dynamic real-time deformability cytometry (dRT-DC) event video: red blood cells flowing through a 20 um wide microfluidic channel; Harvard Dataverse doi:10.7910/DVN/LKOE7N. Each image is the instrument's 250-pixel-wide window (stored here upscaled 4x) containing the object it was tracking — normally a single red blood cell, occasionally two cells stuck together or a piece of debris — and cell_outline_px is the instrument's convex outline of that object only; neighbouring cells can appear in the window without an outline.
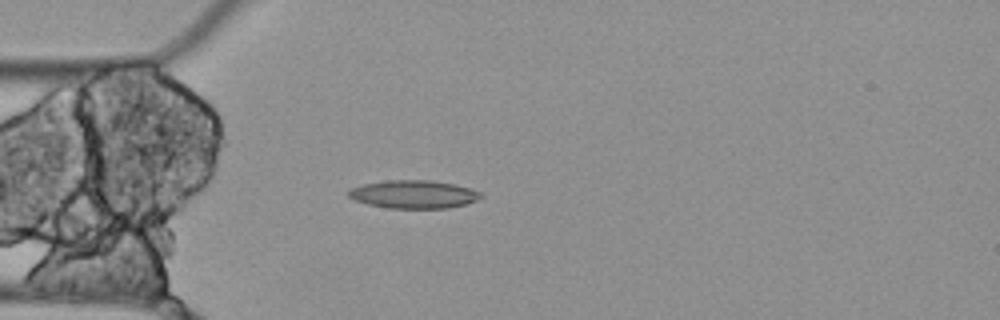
{"species": "Egyptian fruit bat (a non-hibernating species)", "species_latin": "Rousettus aegyptiacus", "temperature_condition": "cold", "stored_images_in_passage": 5, "camera_frame_rate_fps": 3000, "um_per_image_px": 0.085, "animal": {"sex": "female"}, "frame": {"image": 1, "passage_image": 5, "time_ms": 1.333, "image_size_px": [1000, 320], "cell_outline_px": [[484, 196], [476, 200], [464, 204], [448, 208], [388, 208], [368, 204], [356, 200], [348, 196], [348, 192], [352, 188], [364, 184], [388, 180], [432, 180], [456, 184], [480, 192]], "centroid_in_image_um": [35.18, 16.51], "position_along_channel_um": 49.8, "area_um2": 21.5}}